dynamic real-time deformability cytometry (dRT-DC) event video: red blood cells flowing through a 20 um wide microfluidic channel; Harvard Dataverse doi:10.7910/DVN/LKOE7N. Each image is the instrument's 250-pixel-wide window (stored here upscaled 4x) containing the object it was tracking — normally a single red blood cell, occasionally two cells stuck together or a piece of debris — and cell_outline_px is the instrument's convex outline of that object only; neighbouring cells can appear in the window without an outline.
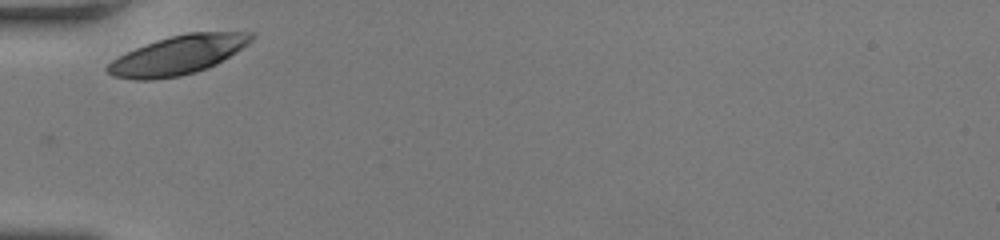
{"species": "human", "species_latin": "Homo sapiens", "temperature_condition": "room temperature", "stored_images_in_passage": 28, "camera_frame_rate_fps": 3000, "um_per_image_px": 0.085, "donor": {"sex": "female"}, "frame": {"image": 1, "passage_image": 1, "time_ms": 0.0, "image_size_px": [1000, 240], "cell_outline_px": [[256, 36], [248, 44], [236, 52], [216, 64], [208, 68], [196, 72], [180, 76], [152, 80], [132, 80], [112, 76], [104, 68], [112, 60], [136, 48], [156, 40], [188, 32], [252, 32]], "centroid_in_image_um": [15.13, 4.69], "position_along_channel_um": 69.9, "area_um2": 32.54}}
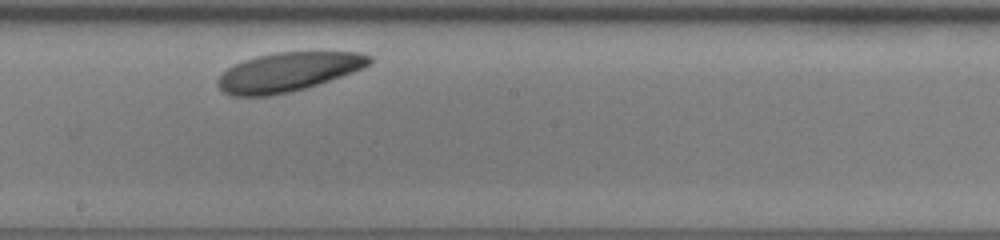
{"frame": {"image": 2, "passage_image": 15, "time_ms": 4.667, "image_size_px": [1000, 240], "cell_outline_px": [[372, 60], [368, 64], [352, 72], [292, 92], [272, 96], [232, 96], [224, 92], [216, 84], [216, 80], [228, 68], [244, 60], [256, 56], [276, 52], [360, 52], [372, 56]], "centroid_in_image_um": [24.45, 6.12], "position_along_channel_um": 223.8, "area_um2": 34.16}}
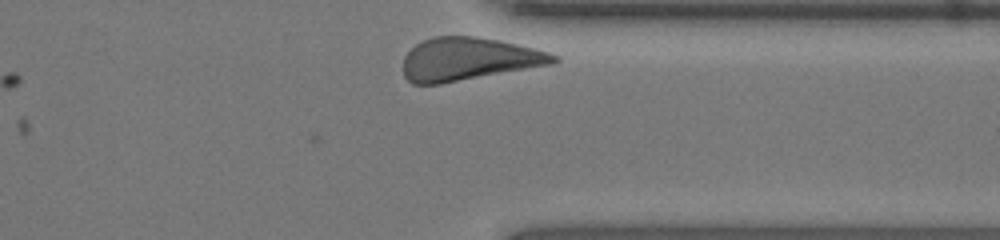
{"frame": {"image": 3, "passage_image": 28, "time_ms": 9.0, "image_size_px": [1000, 240], "cell_outline_px": [[560, 60], [548, 64], [440, 84], [412, 84], [404, 76], [404, 56], [416, 44], [432, 36], [476, 36], [516, 44], [548, 52], [560, 56]], "centroid_in_image_um": [39.78, 5.01], "position_along_channel_um": 371.6, "area_um2": 36.99}, "authors_computed_cell_mechanics": {"area_um2": 33.9286, "velocity_mm_per_s": 3.3533, "shape_relaxation_time_tau1_ms": 0.611, "shape_relaxation_time_tau2_ms": null, "deformation_change_tau1": 0.0546, "deformation_change_tau2": null}}